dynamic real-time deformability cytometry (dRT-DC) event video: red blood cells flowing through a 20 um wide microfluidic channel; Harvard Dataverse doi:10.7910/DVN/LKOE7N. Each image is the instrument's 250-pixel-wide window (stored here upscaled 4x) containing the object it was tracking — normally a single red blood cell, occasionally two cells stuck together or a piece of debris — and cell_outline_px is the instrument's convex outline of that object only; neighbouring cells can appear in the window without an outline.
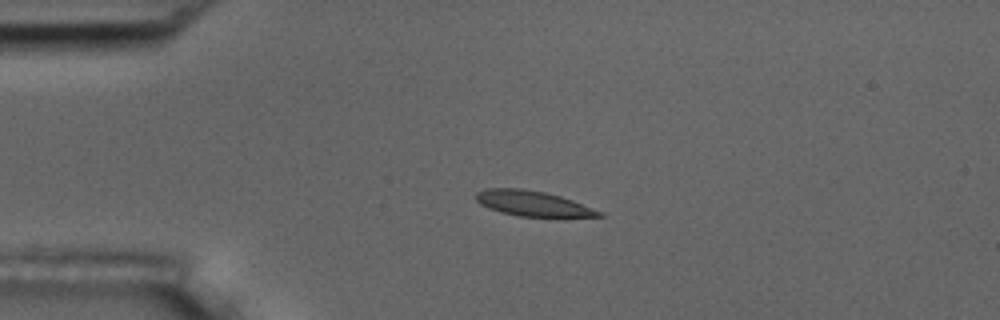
{"species": "common noctule bat (a hibernating species)", "species_latin": "Nyctalus noctula", "temperature_condition": "room temperature", "stored_images_in_passage": 1, "camera_frame_rate_fps": 3000, "um_per_image_px": 0.085, "animal": {"sex": "male", "body_mass_g": 17.5, "forearm_length_mm": 52.3}, "frame": {"image": 1, "passage_image": 1, "time_ms": 0.0, "image_size_px": [1000, 320], "cell_outline_px": [[604, 216], [520, 216], [500, 212], [488, 208], [480, 204], [476, 200], [476, 192], [484, 188], [520, 188], [544, 192], [560, 196], [572, 200], [604, 212]], "centroid_in_image_um": [45.24, 17.28], "position_along_channel_um": 39.8, "area_um2": 17.92}}